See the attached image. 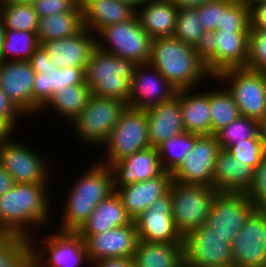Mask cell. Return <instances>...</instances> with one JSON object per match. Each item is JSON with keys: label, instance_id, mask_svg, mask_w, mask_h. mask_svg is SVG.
<instances>
[{"label": "cell", "instance_id": "6da1fadb", "mask_svg": "<svg viewBox=\"0 0 266 267\" xmlns=\"http://www.w3.org/2000/svg\"><path fill=\"white\" fill-rule=\"evenodd\" d=\"M49 187L50 184L15 183L12 189L1 195L0 235L33 239L32 230L29 231L31 226V229L35 227L38 230L46 223L50 224L53 220V208L50 206L53 205L50 203Z\"/></svg>", "mask_w": 266, "mask_h": 267}, {"label": "cell", "instance_id": "7a4b0ae2", "mask_svg": "<svg viewBox=\"0 0 266 267\" xmlns=\"http://www.w3.org/2000/svg\"><path fill=\"white\" fill-rule=\"evenodd\" d=\"M148 63L177 90L197 89L204 78H213L194 47L174 37L152 39Z\"/></svg>", "mask_w": 266, "mask_h": 267}, {"label": "cell", "instance_id": "3957f363", "mask_svg": "<svg viewBox=\"0 0 266 267\" xmlns=\"http://www.w3.org/2000/svg\"><path fill=\"white\" fill-rule=\"evenodd\" d=\"M78 178L63 200L65 204L57 230L76 232L98 204L114 191L111 167L100 162H95Z\"/></svg>", "mask_w": 266, "mask_h": 267}, {"label": "cell", "instance_id": "277c9868", "mask_svg": "<svg viewBox=\"0 0 266 267\" xmlns=\"http://www.w3.org/2000/svg\"><path fill=\"white\" fill-rule=\"evenodd\" d=\"M137 64L96 46L84 69V82L92 94L114 98L128 105Z\"/></svg>", "mask_w": 266, "mask_h": 267}, {"label": "cell", "instance_id": "5b68a950", "mask_svg": "<svg viewBox=\"0 0 266 267\" xmlns=\"http://www.w3.org/2000/svg\"><path fill=\"white\" fill-rule=\"evenodd\" d=\"M127 106L119 99L91 94L84 110L69 124L75 138L89 147L102 146Z\"/></svg>", "mask_w": 266, "mask_h": 267}, {"label": "cell", "instance_id": "8992f818", "mask_svg": "<svg viewBox=\"0 0 266 267\" xmlns=\"http://www.w3.org/2000/svg\"><path fill=\"white\" fill-rule=\"evenodd\" d=\"M148 120L145 110L130 107L121 113L116 126L106 142L100 147L106 148V155L99 162L108 166L121 161L127 156L151 147L148 138Z\"/></svg>", "mask_w": 266, "mask_h": 267}, {"label": "cell", "instance_id": "52a82bcc", "mask_svg": "<svg viewBox=\"0 0 266 267\" xmlns=\"http://www.w3.org/2000/svg\"><path fill=\"white\" fill-rule=\"evenodd\" d=\"M169 192L174 223L184 237L206 223L213 198L218 191L207 185L172 180Z\"/></svg>", "mask_w": 266, "mask_h": 267}, {"label": "cell", "instance_id": "ba28073f", "mask_svg": "<svg viewBox=\"0 0 266 267\" xmlns=\"http://www.w3.org/2000/svg\"><path fill=\"white\" fill-rule=\"evenodd\" d=\"M213 80L227 82L225 87L232 94L242 116L256 120L266 116V72L233 68L220 72Z\"/></svg>", "mask_w": 266, "mask_h": 267}, {"label": "cell", "instance_id": "9c48e42d", "mask_svg": "<svg viewBox=\"0 0 266 267\" xmlns=\"http://www.w3.org/2000/svg\"><path fill=\"white\" fill-rule=\"evenodd\" d=\"M96 35V45L100 49L136 64L149 62L152 38L141 27L137 16L104 27Z\"/></svg>", "mask_w": 266, "mask_h": 267}, {"label": "cell", "instance_id": "30bf717a", "mask_svg": "<svg viewBox=\"0 0 266 267\" xmlns=\"http://www.w3.org/2000/svg\"><path fill=\"white\" fill-rule=\"evenodd\" d=\"M55 230L46 234L43 243L38 242V245L34 238L30 239L33 244V267H81L85 262L91 265L84 239L77 232L60 231L56 227Z\"/></svg>", "mask_w": 266, "mask_h": 267}, {"label": "cell", "instance_id": "8fae6325", "mask_svg": "<svg viewBox=\"0 0 266 267\" xmlns=\"http://www.w3.org/2000/svg\"><path fill=\"white\" fill-rule=\"evenodd\" d=\"M204 223L183 238L184 263L191 267H227L233 265L231 244Z\"/></svg>", "mask_w": 266, "mask_h": 267}, {"label": "cell", "instance_id": "7c38bea8", "mask_svg": "<svg viewBox=\"0 0 266 267\" xmlns=\"http://www.w3.org/2000/svg\"><path fill=\"white\" fill-rule=\"evenodd\" d=\"M256 211L245 193L217 192L213 198L206 224L225 242L232 244L239 230Z\"/></svg>", "mask_w": 266, "mask_h": 267}, {"label": "cell", "instance_id": "4fadbf2b", "mask_svg": "<svg viewBox=\"0 0 266 267\" xmlns=\"http://www.w3.org/2000/svg\"><path fill=\"white\" fill-rule=\"evenodd\" d=\"M25 145L14 139L0 144V165L16 183L51 184L48 174L50 165L46 157L43 158L39 151Z\"/></svg>", "mask_w": 266, "mask_h": 267}, {"label": "cell", "instance_id": "5bb4252c", "mask_svg": "<svg viewBox=\"0 0 266 267\" xmlns=\"http://www.w3.org/2000/svg\"><path fill=\"white\" fill-rule=\"evenodd\" d=\"M220 151L214 134L198 135L187 156L172 173V180L213 187V170Z\"/></svg>", "mask_w": 266, "mask_h": 267}, {"label": "cell", "instance_id": "9a60e30c", "mask_svg": "<svg viewBox=\"0 0 266 267\" xmlns=\"http://www.w3.org/2000/svg\"><path fill=\"white\" fill-rule=\"evenodd\" d=\"M138 238L151 243H183L172 216V197L168 192L134 220Z\"/></svg>", "mask_w": 266, "mask_h": 267}, {"label": "cell", "instance_id": "2e32d148", "mask_svg": "<svg viewBox=\"0 0 266 267\" xmlns=\"http://www.w3.org/2000/svg\"><path fill=\"white\" fill-rule=\"evenodd\" d=\"M266 211H255L231 244L232 263L241 267H265Z\"/></svg>", "mask_w": 266, "mask_h": 267}, {"label": "cell", "instance_id": "e0dca14e", "mask_svg": "<svg viewBox=\"0 0 266 267\" xmlns=\"http://www.w3.org/2000/svg\"><path fill=\"white\" fill-rule=\"evenodd\" d=\"M178 90L149 63L137 64L128 107L146 110L176 96Z\"/></svg>", "mask_w": 266, "mask_h": 267}, {"label": "cell", "instance_id": "ac0fdd59", "mask_svg": "<svg viewBox=\"0 0 266 267\" xmlns=\"http://www.w3.org/2000/svg\"><path fill=\"white\" fill-rule=\"evenodd\" d=\"M138 242L134 221L106 232L89 235L84 240L90 264L106 258H132Z\"/></svg>", "mask_w": 266, "mask_h": 267}, {"label": "cell", "instance_id": "d6986e66", "mask_svg": "<svg viewBox=\"0 0 266 267\" xmlns=\"http://www.w3.org/2000/svg\"><path fill=\"white\" fill-rule=\"evenodd\" d=\"M35 75L29 61L0 62V89L25 116L33 115Z\"/></svg>", "mask_w": 266, "mask_h": 267}, {"label": "cell", "instance_id": "ffe728a7", "mask_svg": "<svg viewBox=\"0 0 266 267\" xmlns=\"http://www.w3.org/2000/svg\"><path fill=\"white\" fill-rule=\"evenodd\" d=\"M172 173L163 171L157 177L124 186H113L129 216L134 220L157 199L169 192Z\"/></svg>", "mask_w": 266, "mask_h": 267}, {"label": "cell", "instance_id": "44dd1931", "mask_svg": "<svg viewBox=\"0 0 266 267\" xmlns=\"http://www.w3.org/2000/svg\"><path fill=\"white\" fill-rule=\"evenodd\" d=\"M84 28L76 35L46 41L42 45L48 51L52 64L64 67L85 68L96 45V35Z\"/></svg>", "mask_w": 266, "mask_h": 267}, {"label": "cell", "instance_id": "7402d4cb", "mask_svg": "<svg viewBox=\"0 0 266 267\" xmlns=\"http://www.w3.org/2000/svg\"><path fill=\"white\" fill-rule=\"evenodd\" d=\"M113 186L142 182L160 175L161 167L157 148L149 147L113 163Z\"/></svg>", "mask_w": 266, "mask_h": 267}, {"label": "cell", "instance_id": "603a6c76", "mask_svg": "<svg viewBox=\"0 0 266 267\" xmlns=\"http://www.w3.org/2000/svg\"><path fill=\"white\" fill-rule=\"evenodd\" d=\"M145 111L147 113L148 138L151 147L157 148L173 136L186 132L177 95Z\"/></svg>", "mask_w": 266, "mask_h": 267}, {"label": "cell", "instance_id": "cb8c5ba5", "mask_svg": "<svg viewBox=\"0 0 266 267\" xmlns=\"http://www.w3.org/2000/svg\"><path fill=\"white\" fill-rule=\"evenodd\" d=\"M84 28L95 35L104 27L127 22L136 16V9L120 0H80Z\"/></svg>", "mask_w": 266, "mask_h": 267}, {"label": "cell", "instance_id": "d4e9b609", "mask_svg": "<svg viewBox=\"0 0 266 267\" xmlns=\"http://www.w3.org/2000/svg\"><path fill=\"white\" fill-rule=\"evenodd\" d=\"M84 69L78 67L52 68L42 70V74H36L33 87V114L40 115L41 109L59 89L75 84H84Z\"/></svg>", "mask_w": 266, "mask_h": 267}, {"label": "cell", "instance_id": "484cf974", "mask_svg": "<svg viewBox=\"0 0 266 267\" xmlns=\"http://www.w3.org/2000/svg\"><path fill=\"white\" fill-rule=\"evenodd\" d=\"M253 180V169L242 165L226 150L215 160L213 188L218 192L246 193Z\"/></svg>", "mask_w": 266, "mask_h": 267}, {"label": "cell", "instance_id": "4316f807", "mask_svg": "<svg viewBox=\"0 0 266 267\" xmlns=\"http://www.w3.org/2000/svg\"><path fill=\"white\" fill-rule=\"evenodd\" d=\"M126 208L118 194L113 191L95 208L89 218L76 231L84 240L89 235L106 232L114 227H121L132 223Z\"/></svg>", "mask_w": 266, "mask_h": 267}, {"label": "cell", "instance_id": "83f0119b", "mask_svg": "<svg viewBox=\"0 0 266 267\" xmlns=\"http://www.w3.org/2000/svg\"><path fill=\"white\" fill-rule=\"evenodd\" d=\"M178 11L168 0H148L136 9V16L152 39L173 37Z\"/></svg>", "mask_w": 266, "mask_h": 267}, {"label": "cell", "instance_id": "f1b7e54d", "mask_svg": "<svg viewBox=\"0 0 266 267\" xmlns=\"http://www.w3.org/2000/svg\"><path fill=\"white\" fill-rule=\"evenodd\" d=\"M194 91L192 88L181 89L176 94L179 97L185 131L209 135L211 134L209 89L204 92L200 89V92L192 94Z\"/></svg>", "mask_w": 266, "mask_h": 267}, {"label": "cell", "instance_id": "f546056e", "mask_svg": "<svg viewBox=\"0 0 266 267\" xmlns=\"http://www.w3.org/2000/svg\"><path fill=\"white\" fill-rule=\"evenodd\" d=\"M249 32L216 30V76L227 69L246 66Z\"/></svg>", "mask_w": 266, "mask_h": 267}, {"label": "cell", "instance_id": "4dcf8cb0", "mask_svg": "<svg viewBox=\"0 0 266 267\" xmlns=\"http://www.w3.org/2000/svg\"><path fill=\"white\" fill-rule=\"evenodd\" d=\"M135 267H180L183 243H151L139 240L133 254Z\"/></svg>", "mask_w": 266, "mask_h": 267}, {"label": "cell", "instance_id": "1f68e13d", "mask_svg": "<svg viewBox=\"0 0 266 267\" xmlns=\"http://www.w3.org/2000/svg\"><path fill=\"white\" fill-rule=\"evenodd\" d=\"M84 29L82 8L79 3L72 11L39 18L36 31L39 45L46 41L66 38Z\"/></svg>", "mask_w": 266, "mask_h": 267}, {"label": "cell", "instance_id": "d6a6232c", "mask_svg": "<svg viewBox=\"0 0 266 267\" xmlns=\"http://www.w3.org/2000/svg\"><path fill=\"white\" fill-rule=\"evenodd\" d=\"M91 89L84 84L66 86L56 91L50 101L41 109H51L63 119L71 123L85 108L91 96Z\"/></svg>", "mask_w": 266, "mask_h": 267}, {"label": "cell", "instance_id": "836d02e7", "mask_svg": "<svg viewBox=\"0 0 266 267\" xmlns=\"http://www.w3.org/2000/svg\"><path fill=\"white\" fill-rule=\"evenodd\" d=\"M221 88V89H220ZM211 134L240 118L241 112L226 87L209 88Z\"/></svg>", "mask_w": 266, "mask_h": 267}, {"label": "cell", "instance_id": "e575fe53", "mask_svg": "<svg viewBox=\"0 0 266 267\" xmlns=\"http://www.w3.org/2000/svg\"><path fill=\"white\" fill-rule=\"evenodd\" d=\"M0 267H33V244L17 235H0Z\"/></svg>", "mask_w": 266, "mask_h": 267}, {"label": "cell", "instance_id": "d590c367", "mask_svg": "<svg viewBox=\"0 0 266 267\" xmlns=\"http://www.w3.org/2000/svg\"><path fill=\"white\" fill-rule=\"evenodd\" d=\"M38 46L36 32L6 29L0 62L28 61Z\"/></svg>", "mask_w": 266, "mask_h": 267}, {"label": "cell", "instance_id": "8d00e7d4", "mask_svg": "<svg viewBox=\"0 0 266 267\" xmlns=\"http://www.w3.org/2000/svg\"><path fill=\"white\" fill-rule=\"evenodd\" d=\"M197 136L198 134L185 132L173 136L157 147L162 169L173 173L193 147Z\"/></svg>", "mask_w": 266, "mask_h": 267}, {"label": "cell", "instance_id": "74e56055", "mask_svg": "<svg viewBox=\"0 0 266 267\" xmlns=\"http://www.w3.org/2000/svg\"><path fill=\"white\" fill-rule=\"evenodd\" d=\"M0 16L3 18L6 29L37 31L39 18L33 5L20 2L1 5Z\"/></svg>", "mask_w": 266, "mask_h": 267}, {"label": "cell", "instance_id": "f35d334b", "mask_svg": "<svg viewBox=\"0 0 266 267\" xmlns=\"http://www.w3.org/2000/svg\"><path fill=\"white\" fill-rule=\"evenodd\" d=\"M258 132V120L241 116L221 128L214 135L221 150H227L230 146L239 145L247 139L259 137Z\"/></svg>", "mask_w": 266, "mask_h": 267}, {"label": "cell", "instance_id": "ab89813d", "mask_svg": "<svg viewBox=\"0 0 266 267\" xmlns=\"http://www.w3.org/2000/svg\"><path fill=\"white\" fill-rule=\"evenodd\" d=\"M198 20V8L179 9L173 37L195 47L204 32Z\"/></svg>", "mask_w": 266, "mask_h": 267}, {"label": "cell", "instance_id": "60d3db41", "mask_svg": "<svg viewBox=\"0 0 266 267\" xmlns=\"http://www.w3.org/2000/svg\"><path fill=\"white\" fill-rule=\"evenodd\" d=\"M219 30L250 31L249 4L246 0H234L222 12Z\"/></svg>", "mask_w": 266, "mask_h": 267}, {"label": "cell", "instance_id": "b9f144b4", "mask_svg": "<svg viewBox=\"0 0 266 267\" xmlns=\"http://www.w3.org/2000/svg\"><path fill=\"white\" fill-rule=\"evenodd\" d=\"M244 68L266 72V28H250L248 57Z\"/></svg>", "mask_w": 266, "mask_h": 267}, {"label": "cell", "instance_id": "7bdbcfd3", "mask_svg": "<svg viewBox=\"0 0 266 267\" xmlns=\"http://www.w3.org/2000/svg\"><path fill=\"white\" fill-rule=\"evenodd\" d=\"M226 151L242 165H247L252 169L256 168L260 160L265 156L259 137L247 139L239 145L230 146Z\"/></svg>", "mask_w": 266, "mask_h": 267}, {"label": "cell", "instance_id": "ee69618b", "mask_svg": "<svg viewBox=\"0 0 266 267\" xmlns=\"http://www.w3.org/2000/svg\"><path fill=\"white\" fill-rule=\"evenodd\" d=\"M257 211H266V155L253 169V180L245 193Z\"/></svg>", "mask_w": 266, "mask_h": 267}, {"label": "cell", "instance_id": "f6af8a7d", "mask_svg": "<svg viewBox=\"0 0 266 267\" xmlns=\"http://www.w3.org/2000/svg\"><path fill=\"white\" fill-rule=\"evenodd\" d=\"M234 0H216L198 8V22L204 31H216L221 28L222 12Z\"/></svg>", "mask_w": 266, "mask_h": 267}, {"label": "cell", "instance_id": "bcb514c9", "mask_svg": "<svg viewBox=\"0 0 266 267\" xmlns=\"http://www.w3.org/2000/svg\"><path fill=\"white\" fill-rule=\"evenodd\" d=\"M216 31H204L194 47L198 57L205 63L207 70L216 77Z\"/></svg>", "mask_w": 266, "mask_h": 267}, {"label": "cell", "instance_id": "7dc6e473", "mask_svg": "<svg viewBox=\"0 0 266 267\" xmlns=\"http://www.w3.org/2000/svg\"><path fill=\"white\" fill-rule=\"evenodd\" d=\"M80 0H38L33 4L38 18L72 11Z\"/></svg>", "mask_w": 266, "mask_h": 267}, {"label": "cell", "instance_id": "c3c4849f", "mask_svg": "<svg viewBox=\"0 0 266 267\" xmlns=\"http://www.w3.org/2000/svg\"><path fill=\"white\" fill-rule=\"evenodd\" d=\"M35 74H42V70L58 69V66L52 64L48 51L43 45H39L28 60Z\"/></svg>", "mask_w": 266, "mask_h": 267}, {"label": "cell", "instance_id": "681fc988", "mask_svg": "<svg viewBox=\"0 0 266 267\" xmlns=\"http://www.w3.org/2000/svg\"><path fill=\"white\" fill-rule=\"evenodd\" d=\"M21 116L24 117V114L0 89V118L7 119L15 127Z\"/></svg>", "mask_w": 266, "mask_h": 267}, {"label": "cell", "instance_id": "f907efd6", "mask_svg": "<svg viewBox=\"0 0 266 267\" xmlns=\"http://www.w3.org/2000/svg\"><path fill=\"white\" fill-rule=\"evenodd\" d=\"M250 28H266V2H248Z\"/></svg>", "mask_w": 266, "mask_h": 267}, {"label": "cell", "instance_id": "816d5d0a", "mask_svg": "<svg viewBox=\"0 0 266 267\" xmlns=\"http://www.w3.org/2000/svg\"><path fill=\"white\" fill-rule=\"evenodd\" d=\"M91 267H135L132 258H106L98 260L90 265Z\"/></svg>", "mask_w": 266, "mask_h": 267}, {"label": "cell", "instance_id": "f5cc1de1", "mask_svg": "<svg viewBox=\"0 0 266 267\" xmlns=\"http://www.w3.org/2000/svg\"><path fill=\"white\" fill-rule=\"evenodd\" d=\"M14 178L0 165V196L15 185Z\"/></svg>", "mask_w": 266, "mask_h": 267}, {"label": "cell", "instance_id": "db71d44e", "mask_svg": "<svg viewBox=\"0 0 266 267\" xmlns=\"http://www.w3.org/2000/svg\"><path fill=\"white\" fill-rule=\"evenodd\" d=\"M178 9L199 8L208 2L216 0H168Z\"/></svg>", "mask_w": 266, "mask_h": 267}, {"label": "cell", "instance_id": "11a10c76", "mask_svg": "<svg viewBox=\"0 0 266 267\" xmlns=\"http://www.w3.org/2000/svg\"><path fill=\"white\" fill-rule=\"evenodd\" d=\"M14 128L7 119L0 118V144L12 139Z\"/></svg>", "mask_w": 266, "mask_h": 267}, {"label": "cell", "instance_id": "9f6ffc18", "mask_svg": "<svg viewBox=\"0 0 266 267\" xmlns=\"http://www.w3.org/2000/svg\"><path fill=\"white\" fill-rule=\"evenodd\" d=\"M258 135L266 155V116L258 120Z\"/></svg>", "mask_w": 266, "mask_h": 267}, {"label": "cell", "instance_id": "6f0895ef", "mask_svg": "<svg viewBox=\"0 0 266 267\" xmlns=\"http://www.w3.org/2000/svg\"><path fill=\"white\" fill-rule=\"evenodd\" d=\"M5 31L6 27L4 25L3 18L0 16V53H1V47L5 39Z\"/></svg>", "mask_w": 266, "mask_h": 267}, {"label": "cell", "instance_id": "680465c9", "mask_svg": "<svg viewBox=\"0 0 266 267\" xmlns=\"http://www.w3.org/2000/svg\"><path fill=\"white\" fill-rule=\"evenodd\" d=\"M120 1L131 4L135 9H137L138 7L142 6L148 0H120Z\"/></svg>", "mask_w": 266, "mask_h": 267}, {"label": "cell", "instance_id": "91938a15", "mask_svg": "<svg viewBox=\"0 0 266 267\" xmlns=\"http://www.w3.org/2000/svg\"><path fill=\"white\" fill-rule=\"evenodd\" d=\"M38 0H20V3L33 5Z\"/></svg>", "mask_w": 266, "mask_h": 267}, {"label": "cell", "instance_id": "94428289", "mask_svg": "<svg viewBox=\"0 0 266 267\" xmlns=\"http://www.w3.org/2000/svg\"><path fill=\"white\" fill-rule=\"evenodd\" d=\"M20 0H0L1 5H5L8 3H13V2H19Z\"/></svg>", "mask_w": 266, "mask_h": 267}, {"label": "cell", "instance_id": "6125c7cd", "mask_svg": "<svg viewBox=\"0 0 266 267\" xmlns=\"http://www.w3.org/2000/svg\"><path fill=\"white\" fill-rule=\"evenodd\" d=\"M247 2H266V0H246Z\"/></svg>", "mask_w": 266, "mask_h": 267}, {"label": "cell", "instance_id": "be15d7a7", "mask_svg": "<svg viewBox=\"0 0 266 267\" xmlns=\"http://www.w3.org/2000/svg\"><path fill=\"white\" fill-rule=\"evenodd\" d=\"M180 267H191V266H189V265H187V264H185L184 262L181 264V266Z\"/></svg>", "mask_w": 266, "mask_h": 267}, {"label": "cell", "instance_id": "e7e4bbea", "mask_svg": "<svg viewBox=\"0 0 266 267\" xmlns=\"http://www.w3.org/2000/svg\"><path fill=\"white\" fill-rule=\"evenodd\" d=\"M264 236H265L264 243H265V246H266V231H265V235Z\"/></svg>", "mask_w": 266, "mask_h": 267}, {"label": "cell", "instance_id": "03108f58", "mask_svg": "<svg viewBox=\"0 0 266 267\" xmlns=\"http://www.w3.org/2000/svg\"><path fill=\"white\" fill-rule=\"evenodd\" d=\"M227 267H241V266L231 265V266H227Z\"/></svg>", "mask_w": 266, "mask_h": 267}]
</instances>
